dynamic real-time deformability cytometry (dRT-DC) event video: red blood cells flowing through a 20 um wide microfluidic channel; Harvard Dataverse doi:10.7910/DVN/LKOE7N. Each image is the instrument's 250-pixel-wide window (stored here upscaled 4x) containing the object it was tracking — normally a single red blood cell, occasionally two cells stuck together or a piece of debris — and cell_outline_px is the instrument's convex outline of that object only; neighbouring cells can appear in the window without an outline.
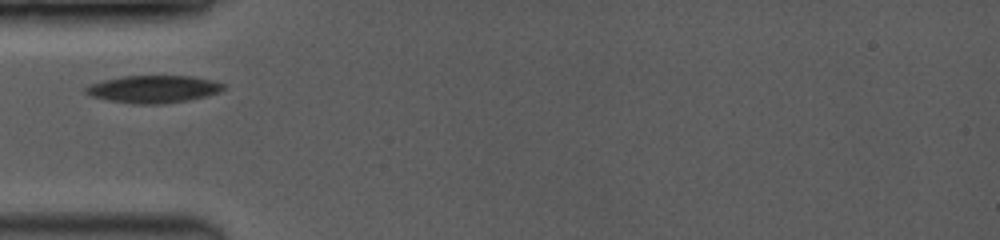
{"species": "common noctule bat (a hibernating species)", "species_latin": "Nyctalus noctula", "temperature_condition": "room temperature", "stored_images_in_passage": 5, "camera_frame_rate_fps": 3500, "um_per_image_px": 0.085, "animal": {"sex": "female", "body_mass_g": 19.0, "forearm_length_mm": 53.3}, "frame": {"image": 1, "passage_image": 2, "time_ms": 0.571, "image_size_px": [1000, 240], "cell_outline_px": [[224, 88], [220, 92], [188, 100], [164, 104], [132, 104], [108, 100], [92, 96], [84, 92], [84, 88], [92, 84], [104, 80], [124, 76], [192, 76], [212, 80], [224, 84]], "centroid_in_image_um": [13.04, 7.58], "position_along_channel_um": 72.0, "area_um2": 21.91}}
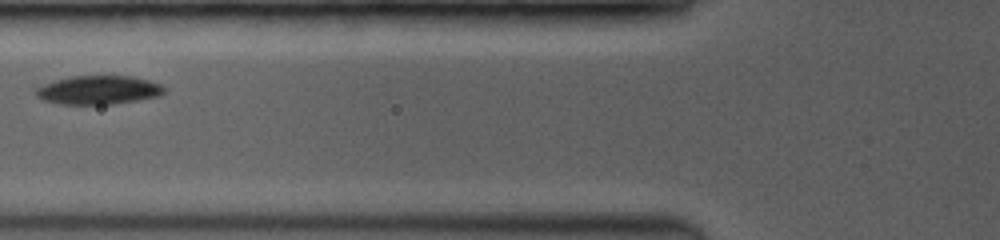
{"frame": {"image": 2, "passage_image": 4, "time_ms": 1.714, "image_size_px": [1000, 240], "cell_outline_px": [[164, 92], [160, 96], [112, 104], [60, 104], [44, 100], [36, 96], [32, 92], [36, 88], [44, 84], [68, 76], [132, 76], [164, 84]], "centroid_in_image_um": [8.36, 7.64], "position_along_channel_um": 117.4, "area_um2": 21.56}}